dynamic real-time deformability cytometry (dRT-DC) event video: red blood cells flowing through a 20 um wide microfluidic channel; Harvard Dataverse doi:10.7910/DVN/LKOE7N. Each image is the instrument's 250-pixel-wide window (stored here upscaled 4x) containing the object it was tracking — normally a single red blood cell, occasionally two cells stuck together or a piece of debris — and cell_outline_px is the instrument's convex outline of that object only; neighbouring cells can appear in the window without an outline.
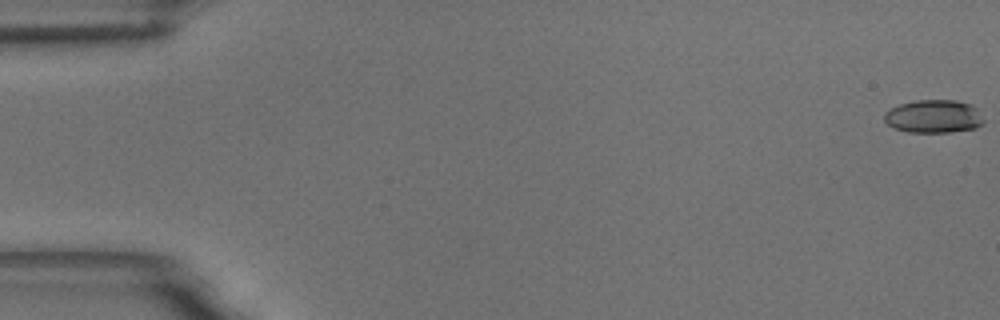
{"species": "common noctule bat (a hibernating species)", "species_latin": "Nyctalus noctula", "temperature_condition": "room temperature", "stored_images_in_passage": 59, "camera_frame_rate_fps": 3000, "um_per_image_px": 0.085, "animal": {"sex": "male", "body_mass_g": 18.8}, "frame": {"image": 1, "passage_image": 1, "time_ms": 0.0, "image_size_px": [1000, 320], "cell_outline_px": [[984, 124], [976, 128], [948, 132], [908, 132], [892, 128], [884, 120], [884, 112], [888, 108], [900, 104], [916, 100], [956, 100], [972, 104], [976, 108], [984, 120]], "centroid_in_image_um": [79.35, 9.89], "position_along_channel_um": 5.7, "area_um2": 19.42}}
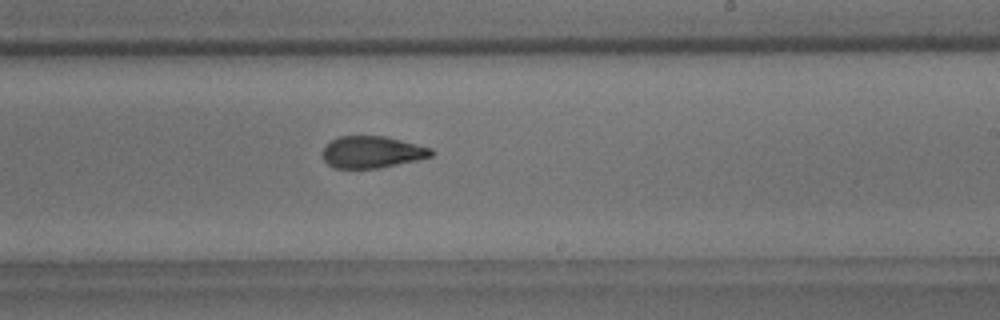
{"frame": {"image": 2, "passage_image": 36, "time_ms": 11.667, "image_size_px": [1000, 320], "cell_outline_px": [[436, 152], [432, 156], [416, 160], [380, 168], [332, 168], [324, 160], [324, 148], [332, 140], [340, 136], [384, 136], [432, 148]], "centroid_in_image_um": [31.65, 12.93], "position_along_channel_um": 257.4, "area_um2": 20.0}}
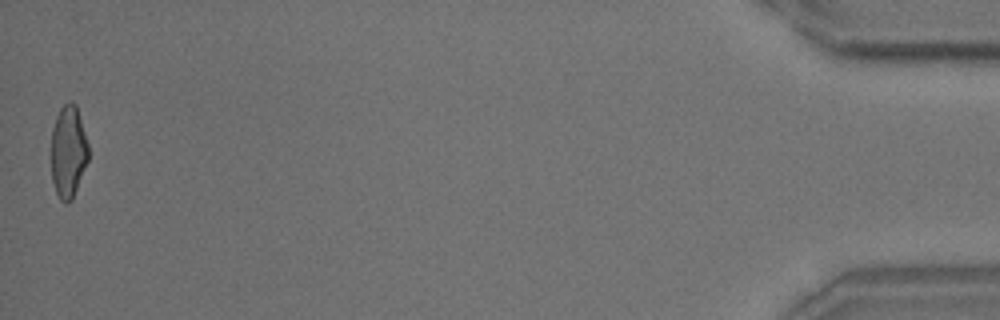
{"frame": {"image": 3, "passage_image": 59, "time_ms": 19.333, "image_size_px": [1000, 320], "cell_outline_px": [[88, 160], [72, 200], [68, 204], [64, 204], [60, 200], [56, 192], [52, 180], [52, 128], [56, 116], [60, 108], [68, 100], [72, 100], [76, 104], [88, 144]], "centroid_in_image_um": [5.8, 12.88], "position_along_channel_um": 429.4, "area_um2": 20.06}, "authors_computed_cell_mechanics": {"area_um2": 20.8658, "velocity_mm_per_s": 3.4741, "shape_relaxation_time_tau1_ms": 8.5713, "shape_relaxation_time_tau2_ms": 2.3462, "deformation_change_tau1": 0.2082, "deformation_change_tau2": 0.1014}}